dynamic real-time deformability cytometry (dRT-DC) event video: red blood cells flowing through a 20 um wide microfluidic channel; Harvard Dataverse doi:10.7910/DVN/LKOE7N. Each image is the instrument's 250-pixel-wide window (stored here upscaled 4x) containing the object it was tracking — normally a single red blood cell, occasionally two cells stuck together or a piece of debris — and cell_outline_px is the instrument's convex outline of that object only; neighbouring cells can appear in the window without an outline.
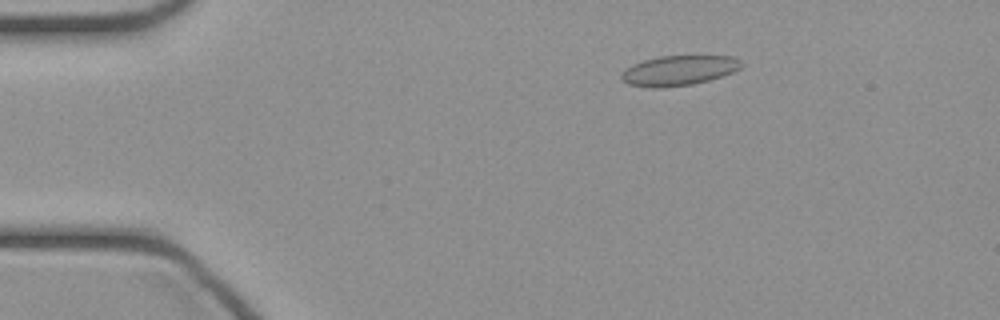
{"species": "common noctule bat (a hibernating species)", "species_latin": "Nyctalus noctula", "temperature_condition": "cold", "stored_images_in_passage": 47, "camera_frame_rate_fps": 3000, "um_per_image_px": 0.085, "animal": {"sex": "female", "body_mass_g": 21.9}, "frame": {"image": 1, "passage_image": 8, "time_ms": 2.333, "image_size_px": [1000, 320], "cell_outline_px": [[744, 64], [740, 68], [732, 72], [708, 80], [692, 84], [660, 88], [652, 88], [628, 84], [620, 76], [632, 64], [644, 60], [660, 56], [732, 56], [740, 60]], "centroid_in_image_um": [57.71, 5.99], "position_along_channel_um": 27.3, "area_um2": 20.69}}
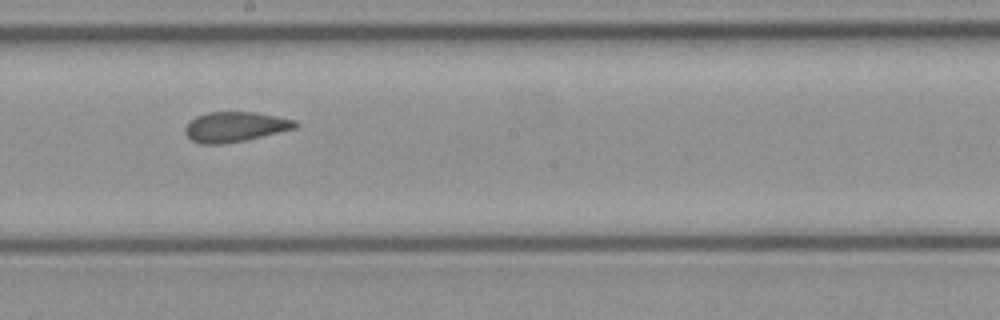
{"frame": {"image": 2, "passage_image": 26, "time_ms": 8.333, "image_size_px": [1000, 320], "cell_outline_px": [[300, 124], [296, 128], [244, 140], [224, 144], [200, 144], [192, 140], [184, 132], [184, 128], [196, 116], [208, 112], [256, 112], [296, 120]], "centroid_in_image_um": [19.99, 10.77], "position_along_channel_um": 228.2, "area_um2": 19.19}}
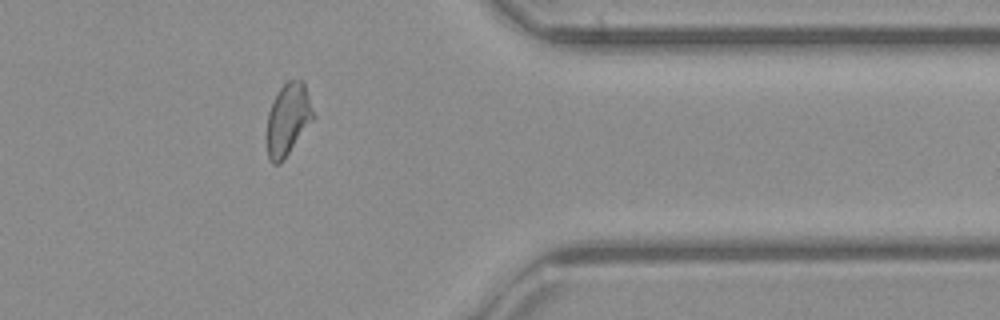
{"frame": {"image": 3, "passage_image": 38, "time_ms": 12.333, "image_size_px": [1000, 320], "cell_outline_px": [[316, 116], [284, 160], [280, 164], [272, 164], [268, 160], [268, 112], [272, 100], [280, 88], [288, 80], [304, 80]], "centroid_in_image_um": [24.51, 10.13], "position_along_channel_um": 386.9, "area_um2": 19.65}}